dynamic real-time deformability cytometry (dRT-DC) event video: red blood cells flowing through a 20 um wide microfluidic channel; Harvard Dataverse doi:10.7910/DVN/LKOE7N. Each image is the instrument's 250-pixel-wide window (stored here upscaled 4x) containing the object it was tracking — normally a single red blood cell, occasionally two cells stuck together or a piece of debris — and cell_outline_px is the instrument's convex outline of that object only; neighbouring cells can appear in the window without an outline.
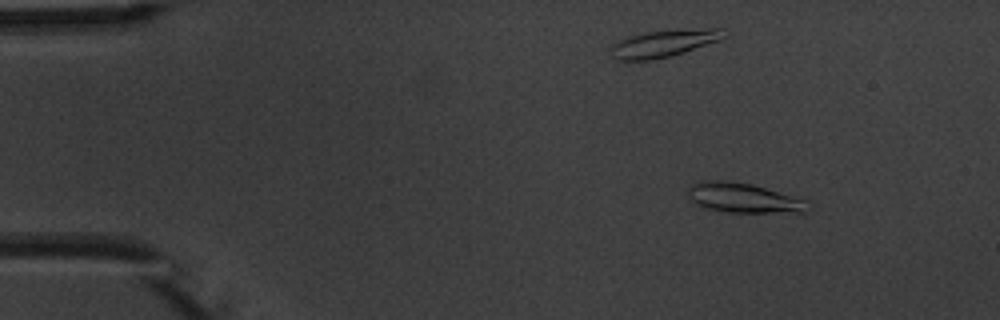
{"species": "common noctule bat (a hibernating species)", "species_latin": "Nyctalus noctula", "temperature_condition": "warm", "stored_images_in_passage": 6, "camera_frame_rate_fps": 3000, "um_per_image_px": 0.085, "animal": {"sex": "male", "body_mass_g": 20.1, "forearm_length_mm": 53.5}, "frame": {"image": 1, "passage_image": 2, "time_ms": 1.0, "image_size_px": [1000, 320], "cell_outline_px": [[808, 212], [728, 212], [704, 208], [696, 204], [692, 200], [688, 192], [688, 184], [704, 180], [724, 180], [752, 184], [804, 200]], "centroid_in_image_um": [63.09, 16.81], "position_along_channel_um": 21.9, "area_um2": 20.4}}